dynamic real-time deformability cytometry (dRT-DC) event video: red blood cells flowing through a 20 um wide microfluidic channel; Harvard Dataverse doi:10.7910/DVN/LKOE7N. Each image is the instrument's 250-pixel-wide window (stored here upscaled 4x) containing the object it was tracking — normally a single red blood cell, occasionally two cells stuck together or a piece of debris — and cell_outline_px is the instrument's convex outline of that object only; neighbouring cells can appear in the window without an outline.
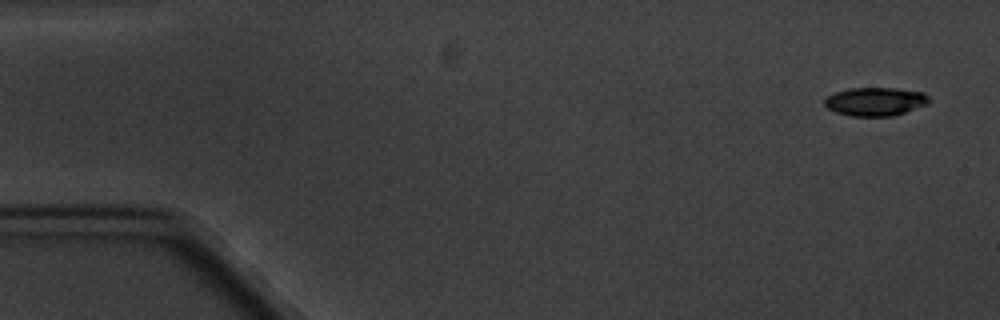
{"species": "common noctule bat (a hibernating species)", "species_latin": "Nyctalus noctula", "temperature_condition": "cold", "stored_images_in_passage": 5, "camera_frame_rate_fps": 3000, "um_per_image_px": 0.085, "animal": {"sex": "male", "body_mass_g": 20.1, "forearm_length_mm": 53.5}, "frame": {"image": 1, "passage_image": 1, "time_ms": 0.0, "image_size_px": [1000, 320], "cell_outline_px": [[932, 100], [928, 104], [892, 116], [852, 116], [836, 112], [828, 108], [824, 104], [824, 100], [828, 96], [836, 92], [848, 88], [896, 88], [924, 92]], "centroid_in_image_um": [74.43, 8.62], "position_along_channel_um": 10.6, "area_um2": 17.34}}
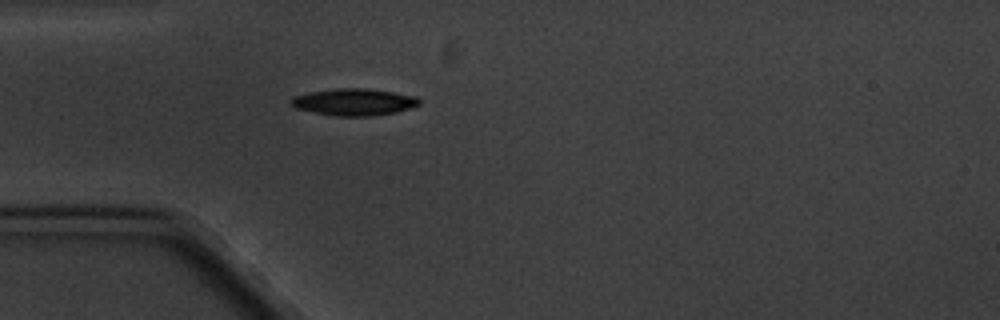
{"frame": {"image": 2, "passage_image": 5, "time_ms": 4.667, "image_size_px": [1000, 320], "cell_outline_px": [[420, 104], [396, 112], [372, 116], [336, 116], [296, 108], [288, 104], [288, 100], [292, 96], [308, 92], [336, 88], [364, 88], [392, 92], [416, 96], [420, 100]], "centroid_in_image_um": [30.03, 8.66], "position_along_channel_um": 55.0, "area_um2": 20.11}}